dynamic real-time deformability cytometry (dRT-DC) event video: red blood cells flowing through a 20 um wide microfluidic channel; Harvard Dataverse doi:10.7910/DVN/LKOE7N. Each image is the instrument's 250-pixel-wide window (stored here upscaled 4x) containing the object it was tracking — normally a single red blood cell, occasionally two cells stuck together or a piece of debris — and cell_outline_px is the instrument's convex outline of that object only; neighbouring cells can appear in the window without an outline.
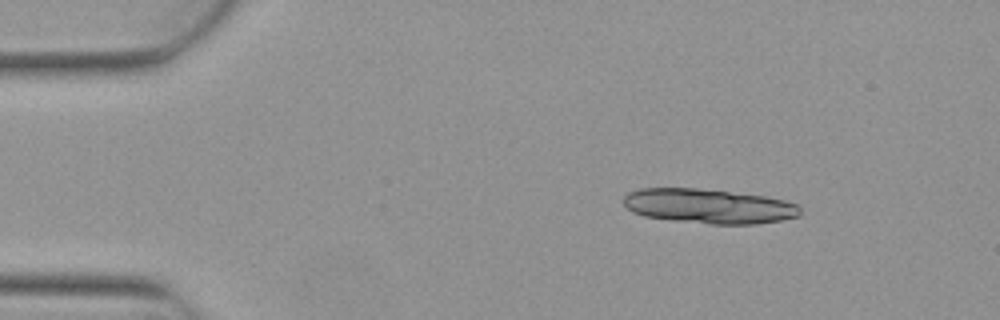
{"species": "Egyptian fruit bat (a non-hibernating species)", "species_latin": "Rousettus aegyptiacus", "temperature_condition": "warm", "stored_images_in_passage": 5, "segment_of_instrument_passage": [1, 2], "camera_frame_rate_fps": 3000, "um_per_image_px": 0.085, "animal": {"sex": "female"}, "frame": {"image": 1, "passage_image": 2, "time_ms": 0.333, "image_size_px": [1000, 320], "cell_outline_px": [[800, 216], [780, 220], [756, 224], [712, 224], [672, 220], [644, 216], [632, 212], [624, 204], [624, 196], [628, 192], [640, 188], [696, 188], [764, 196], [784, 200], [800, 204]], "centroid_in_image_um": [60.25, 17.52], "position_along_channel_um": 24.8, "area_um2": 35.6}}